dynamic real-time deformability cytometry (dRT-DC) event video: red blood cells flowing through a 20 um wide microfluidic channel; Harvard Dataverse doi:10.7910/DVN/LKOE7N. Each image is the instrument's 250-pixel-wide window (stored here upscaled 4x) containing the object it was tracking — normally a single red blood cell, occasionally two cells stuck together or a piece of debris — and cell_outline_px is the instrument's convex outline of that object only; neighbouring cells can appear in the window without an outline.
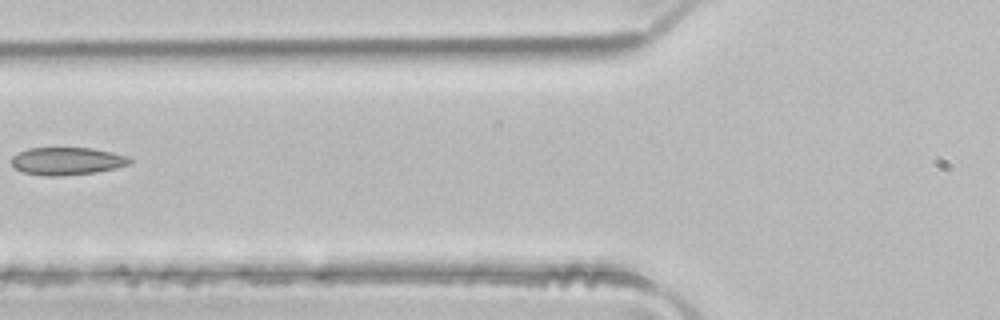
{"species": "common noctule bat (a hibernating species)", "species_latin": "Nyctalus noctula", "temperature_condition": "room temperature", "stored_images_in_passage": 5, "camera_frame_rate_fps": 3000, "um_per_image_px": 0.085, "animal": {"sex": "male", "body_mass_g": 21.5, "forearm_length_mm": 52.0}, "frame": {"image": 1, "passage_image": 5, "time_ms": 1.333, "image_size_px": [1000, 320], "cell_outline_px": [[132, 160], [128, 164], [116, 168], [96, 172], [56, 176], [48, 176], [20, 172], [12, 164], [12, 156], [28, 148], [92, 148], [112, 152], [128, 156]], "centroid_in_image_um": [5.69, 13.69], "position_along_channel_um": 120.1, "area_um2": 18.96}}